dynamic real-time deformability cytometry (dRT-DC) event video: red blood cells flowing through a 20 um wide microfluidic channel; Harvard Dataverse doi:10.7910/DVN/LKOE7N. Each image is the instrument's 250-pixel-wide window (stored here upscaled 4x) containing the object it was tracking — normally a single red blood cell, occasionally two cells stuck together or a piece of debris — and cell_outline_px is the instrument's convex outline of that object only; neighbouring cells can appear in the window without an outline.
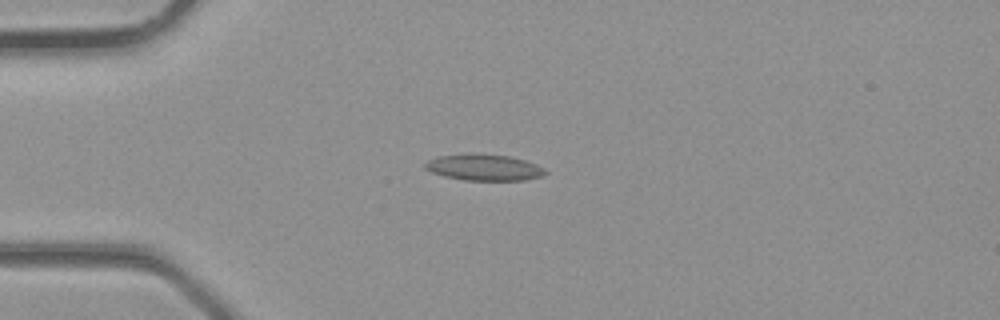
{"species": "common noctule bat (a hibernating species)", "species_latin": "Nyctalus noctula", "temperature_condition": "room temperature", "stored_images_in_passage": 3, "camera_frame_rate_fps": 3000, "um_per_image_px": 0.085, "animal": {"sex": "male", "body_mass_g": 23.1, "forearm_length_mm": 52.7}, "frame": {"image": 1, "passage_image": 2, "time_ms": 0.333, "image_size_px": [1000, 320], "cell_outline_px": [[548, 172], [540, 176], [524, 180], [464, 180], [444, 176], [432, 172], [424, 168], [424, 164], [428, 160], [440, 156], [508, 156], [524, 160], [536, 164], [544, 168]], "centroid_in_image_um": [41.17, 14.28], "position_along_channel_um": 43.8, "area_um2": 17.46}}
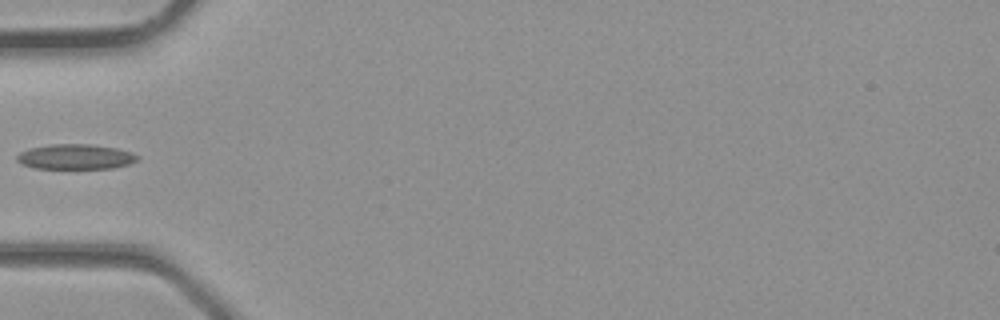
{"frame": {"image": 2, "passage_image": 3, "time_ms": 0.667, "image_size_px": [1000, 320], "cell_outline_px": [[140, 156], [136, 160], [128, 164], [112, 168], [36, 168], [20, 164], [16, 160], [16, 156], [20, 152], [32, 148], [52, 144], [88, 144], [116, 148], [132, 152]], "centroid_in_image_um": [6.41, 13.32], "position_along_channel_um": 78.6, "area_um2": 17.46}}